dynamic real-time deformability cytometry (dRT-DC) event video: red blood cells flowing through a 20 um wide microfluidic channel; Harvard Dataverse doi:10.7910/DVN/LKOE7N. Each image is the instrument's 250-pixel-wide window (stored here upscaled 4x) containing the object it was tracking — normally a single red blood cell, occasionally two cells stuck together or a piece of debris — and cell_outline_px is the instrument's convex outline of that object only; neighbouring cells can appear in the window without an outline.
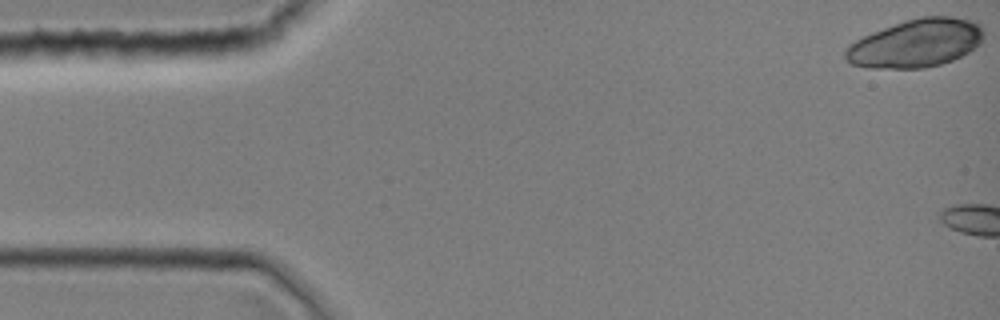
{"species": "common noctule bat (a hibernating species)", "species_latin": "Nyctalus noctula", "temperature_condition": "room temperature", "stored_images_in_passage": 5, "camera_frame_rate_fps": 3000, "um_per_image_px": 0.085, "animal": {"sex": "female", "body_mass_g": 19.0, "forearm_length_mm": 51.5}, "frame": {"image": 1, "passage_image": 1, "time_ms": 0.0, "image_size_px": [1000, 320], "cell_outline_px": [[984, 36], [980, 44], [968, 52], [952, 60], [940, 64], [924, 68], [868, 68], [852, 64], [844, 56], [844, 48], [848, 44], [872, 32], [904, 20], [920, 16], [952, 16], [976, 20], [980, 24], [984, 32]], "centroid_in_image_um": [77.87, 3.66], "position_along_channel_um": 7.1, "area_um2": 39.13}}